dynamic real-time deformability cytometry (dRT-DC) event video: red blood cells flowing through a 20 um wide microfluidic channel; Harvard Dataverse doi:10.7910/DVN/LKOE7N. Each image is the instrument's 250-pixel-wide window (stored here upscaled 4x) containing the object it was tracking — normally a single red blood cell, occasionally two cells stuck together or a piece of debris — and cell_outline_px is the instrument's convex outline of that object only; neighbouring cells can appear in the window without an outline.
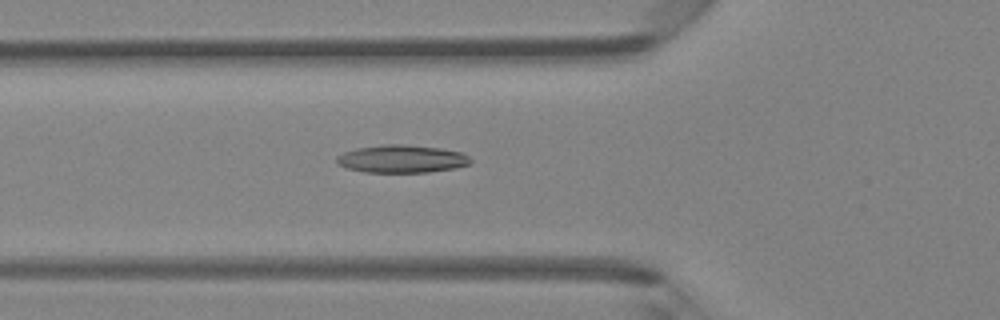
{"species": "Egyptian fruit bat (a non-hibernating species)", "species_latin": "Rousettus aegyptiacus", "temperature_condition": "room temperature", "stored_images_in_passage": 32, "camera_frame_rate_fps": 3000, "um_per_image_px": 0.085, "animal": {"sex": "female"}, "frame": {"image": 1, "passage_image": 6, "time_ms": 1.667, "image_size_px": [1000, 320], "cell_outline_px": [[472, 160], [468, 164], [456, 168], [428, 172], [364, 172], [344, 168], [336, 164], [336, 156], [344, 152], [356, 148], [384, 144], [404, 144], [440, 148], [460, 152], [468, 156]], "centroid_in_image_um": [34.09, 13.5], "position_along_channel_um": 91.7, "area_um2": 21.79}}
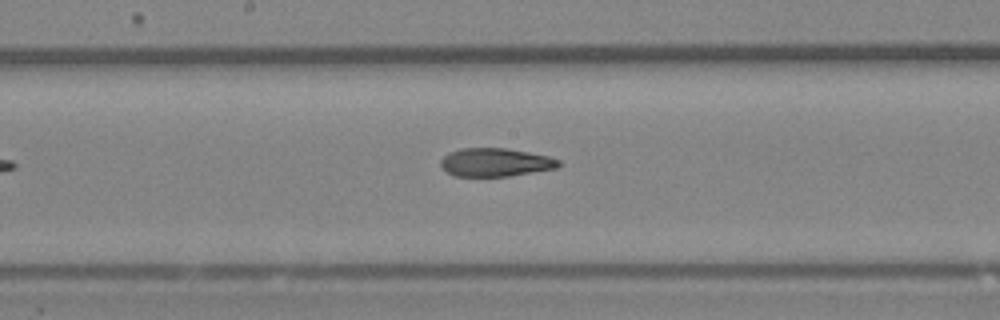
{"frame": {"image": 2, "passage_image": 14, "time_ms": 4.333, "image_size_px": [1000, 320], "cell_outline_px": [[560, 168], [508, 176], [452, 176], [440, 164], [440, 160], [448, 152], [460, 148], [504, 148], [528, 152], [548, 156], [560, 160]], "centroid_in_image_um": [42.12, 13.8], "position_along_channel_um": 206.1, "area_um2": 19.54}}
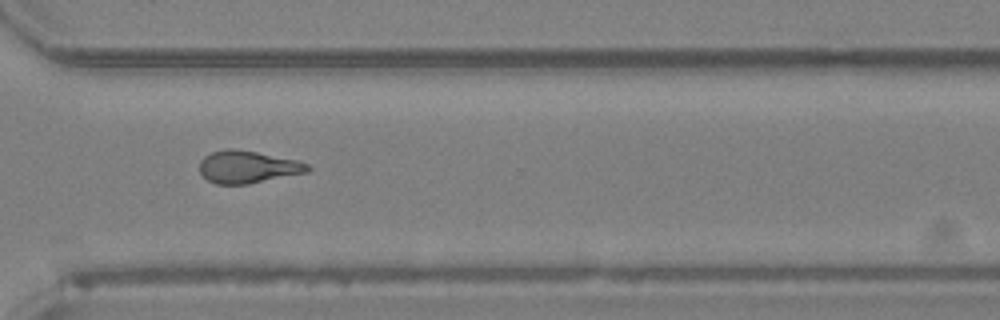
{"frame": {"image": 3, "passage_image": 24, "time_ms": 7.667, "image_size_px": [1000, 320], "cell_outline_px": [[312, 168], [308, 172], [248, 184], [216, 184], [208, 180], [200, 172], [200, 160], [204, 156], [212, 152], [224, 148], [232, 148], [256, 152], [296, 160], [308, 164]], "centroid_in_image_um": [21.04, 14.19], "position_along_channel_um": 349.6, "area_um2": 20.35}, "authors_computed_cell_mechanics": {"area_um2": 20.4323, "velocity_mm_per_s": 4.2907, "shape_relaxation_time_tau1_ms": null, "shape_relaxation_time_tau2_ms": 3.2778, "deformation_change_tau1": null, "deformation_change_tau2": 0.1298}}